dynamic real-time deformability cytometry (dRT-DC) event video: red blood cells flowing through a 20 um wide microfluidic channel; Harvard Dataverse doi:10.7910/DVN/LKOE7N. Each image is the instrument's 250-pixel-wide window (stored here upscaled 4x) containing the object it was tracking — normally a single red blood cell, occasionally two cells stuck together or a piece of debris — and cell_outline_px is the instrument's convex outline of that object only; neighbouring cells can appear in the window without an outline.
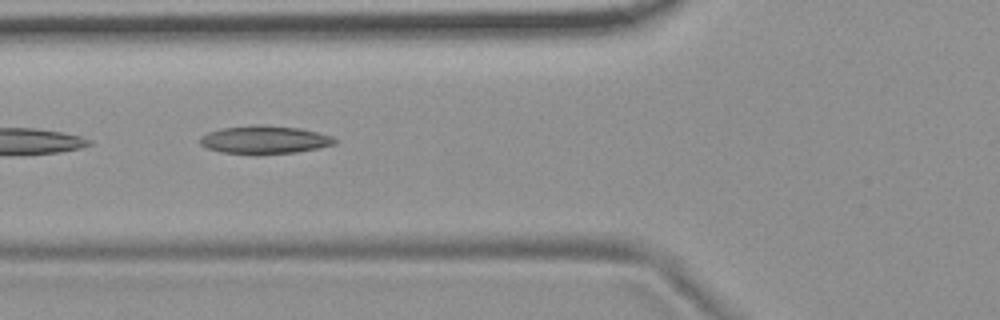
{"species": "common noctule bat (a hibernating species)", "species_latin": "Nyctalus noctula", "temperature_condition": "room temperature", "stored_images_in_passage": 6, "camera_frame_rate_fps": 3000, "um_per_image_px": 0.085, "animal": {"sex": "female", "body_mass_g": 19.9}, "frame": {"image": 1, "passage_image": 5, "time_ms": 1.333, "image_size_px": [1000, 320], "cell_outline_px": [[336, 144], [320, 148], [296, 152], [256, 156], [220, 152], [208, 148], [200, 144], [200, 136], [208, 132], [220, 128], [252, 124], [264, 124], [300, 128], [332, 136], [336, 140]], "centroid_in_image_um": [22.46, 11.89], "position_along_channel_um": 103.3, "area_um2": 22.72}}